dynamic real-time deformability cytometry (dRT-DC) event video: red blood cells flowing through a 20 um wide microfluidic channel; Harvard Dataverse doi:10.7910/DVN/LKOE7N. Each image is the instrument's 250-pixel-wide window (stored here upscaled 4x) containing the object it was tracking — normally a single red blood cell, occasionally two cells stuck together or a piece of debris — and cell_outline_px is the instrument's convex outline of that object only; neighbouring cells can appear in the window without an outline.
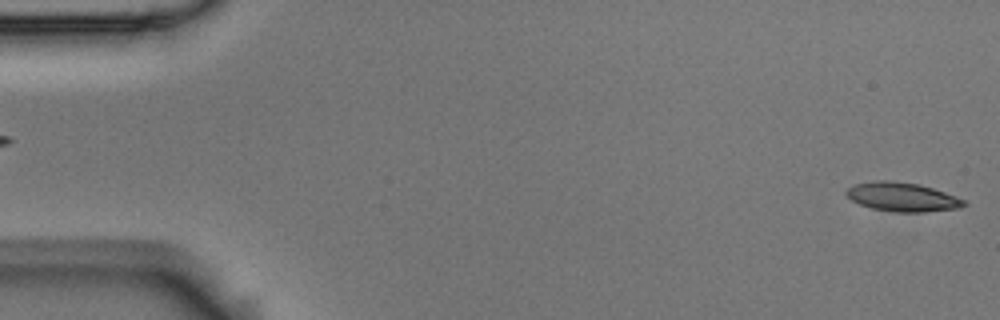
{"species": "Egyptian fruit bat (a non-hibernating species)", "species_latin": "Rousettus aegyptiacus", "temperature_condition": "room temperature", "stored_images_in_passage": 5, "segment_of_instrument_passage": [2, 2], "camera_frame_rate_fps": 3000, "um_per_image_px": 0.085, "animal": {"sex": "male"}, "frame": {"image": 1, "passage_image": 5, "time_ms": 1.333, "image_size_px": [1000, 320], "cell_outline_px": [[968, 204], [960, 208], [924, 212], [892, 212], [872, 208], [860, 204], [852, 200], [844, 192], [848, 188], [856, 184], [872, 180], [892, 180], [920, 184], [956, 196], [964, 200]], "centroid_in_image_um": [76.7, 16.74], "position_along_channel_um": 8.3, "area_um2": 19.94}}